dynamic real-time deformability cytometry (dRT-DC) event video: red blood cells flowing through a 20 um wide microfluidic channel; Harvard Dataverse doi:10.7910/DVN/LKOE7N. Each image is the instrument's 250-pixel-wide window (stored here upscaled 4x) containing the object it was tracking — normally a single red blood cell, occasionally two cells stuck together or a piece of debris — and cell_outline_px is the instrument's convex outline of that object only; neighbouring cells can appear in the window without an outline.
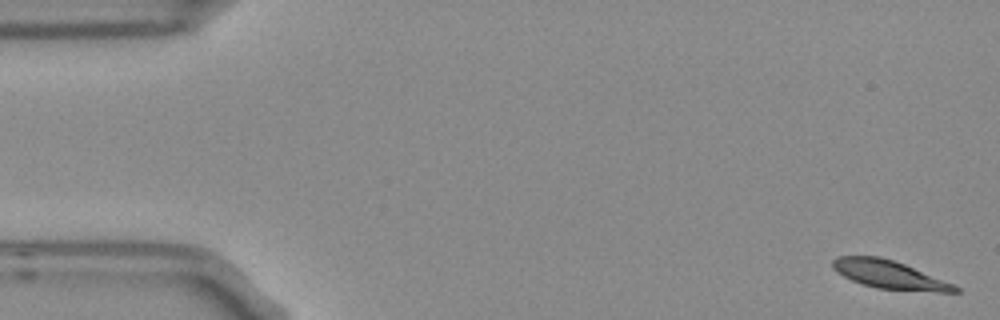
{"species": "Egyptian fruit bat (a non-hibernating species)", "species_latin": "Rousettus aegyptiacus", "temperature_condition": "room temperature", "stored_images_in_passage": 2, "segment_of_instrument_passage": [2, 2], "camera_frame_rate_fps": 3000, "um_per_image_px": 0.085, "frame": {"image": 1, "passage_image": 2, "time_ms": 0.333, "image_size_px": [1000, 320], "cell_outline_px": [[960, 292], [940, 292], [876, 288], [852, 280], [844, 276], [832, 268], [832, 260], [836, 256], [880, 256], [904, 264], [952, 284], [960, 288]], "centroid_in_image_um": [75.55, 23.33], "position_along_channel_um": 9.5, "area_um2": 19.71}}